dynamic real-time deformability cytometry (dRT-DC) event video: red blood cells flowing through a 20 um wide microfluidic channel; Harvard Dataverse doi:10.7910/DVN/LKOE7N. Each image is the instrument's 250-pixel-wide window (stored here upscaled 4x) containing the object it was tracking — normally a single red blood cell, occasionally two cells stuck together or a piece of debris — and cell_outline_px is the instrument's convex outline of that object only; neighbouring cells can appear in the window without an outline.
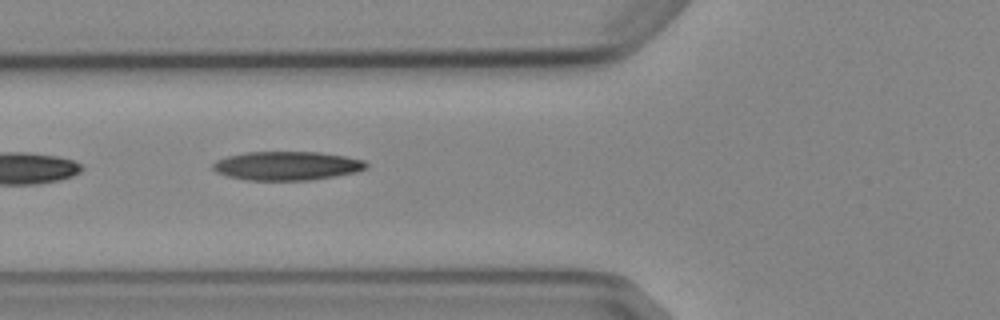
{"species": "Egyptian fruit bat (a non-hibernating species)", "species_latin": "Rousettus aegyptiacus", "temperature_condition": "cold", "stored_images_in_passage": 7, "camera_frame_rate_fps": 3000, "um_per_image_px": 0.085, "animal": {"sex": "female"}, "frame": {"image": 1, "passage_image": 6, "time_ms": 6.667, "image_size_px": [1000, 320], "cell_outline_px": [[368, 168], [356, 172], [336, 176], [312, 180], [248, 180], [228, 176], [216, 172], [212, 168], [212, 164], [216, 160], [228, 156], [244, 152], [320, 152], [348, 156], [364, 160], [368, 164]], "centroid_in_image_um": [24.42, 14.09], "position_along_channel_um": 101.4, "area_um2": 25.95}}